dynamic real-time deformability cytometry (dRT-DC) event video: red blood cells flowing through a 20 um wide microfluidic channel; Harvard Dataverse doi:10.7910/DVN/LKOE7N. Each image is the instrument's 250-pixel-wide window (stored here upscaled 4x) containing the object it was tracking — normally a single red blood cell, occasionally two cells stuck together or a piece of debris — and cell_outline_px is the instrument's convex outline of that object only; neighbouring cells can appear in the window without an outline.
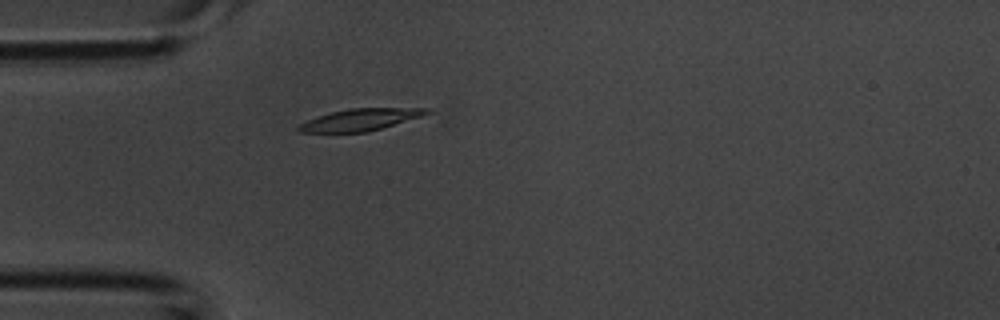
{"species": "common noctule bat (a hibernating species)", "species_latin": "Nyctalus noctula", "temperature_condition": "room temperature", "stored_images_in_passage": 37, "camera_frame_rate_fps": 3000, "um_per_image_px": 0.085, "animal": {"sex": "male", "body_mass_g": 20.1, "forearm_length_mm": 53.5}, "frame": {"image": 1, "passage_image": 6, "time_ms": 1.667, "image_size_px": [1000, 320], "cell_outline_px": [[432, 112], [424, 116], [368, 132], [300, 132], [296, 128], [300, 124], [308, 120], [332, 112], [348, 108], [432, 108]], "centroid_in_image_um": [30.71, 10.17], "position_along_channel_um": 54.3, "area_um2": 16.3}}
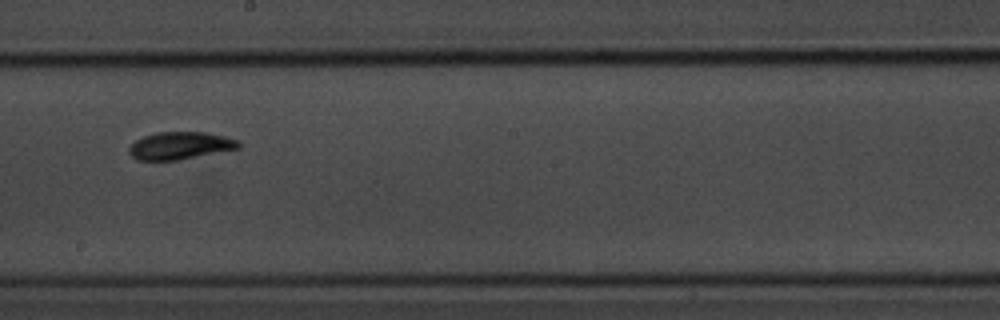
{"frame": {"image": 2, "passage_image": 18, "time_ms": 5.667, "image_size_px": [1000, 320], "cell_outline_px": [[240, 148], [180, 160], [136, 160], [128, 152], [128, 148], [136, 140], [144, 136], [156, 132], [204, 132], [224, 136], [240, 140]], "centroid_in_image_um": [15.32, 12.38], "position_along_channel_um": 232.9, "area_um2": 17.63}}
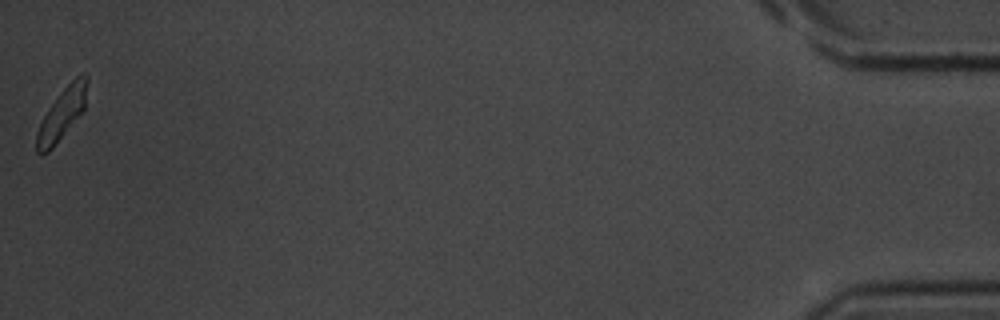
{"frame": {"image": 3, "passage_image": 37, "time_ms": 12.0, "image_size_px": [1000, 320], "cell_outline_px": [[88, 80], [84, 112], [52, 148], [48, 152], [40, 156], [36, 152], [36, 132], [44, 116], [60, 92], [80, 72], [84, 72], [88, 76]], "centroid_in_image_um": [5.29, 9.68], "position_along_channel_um": 429.9, "area_um2": 15.26}}